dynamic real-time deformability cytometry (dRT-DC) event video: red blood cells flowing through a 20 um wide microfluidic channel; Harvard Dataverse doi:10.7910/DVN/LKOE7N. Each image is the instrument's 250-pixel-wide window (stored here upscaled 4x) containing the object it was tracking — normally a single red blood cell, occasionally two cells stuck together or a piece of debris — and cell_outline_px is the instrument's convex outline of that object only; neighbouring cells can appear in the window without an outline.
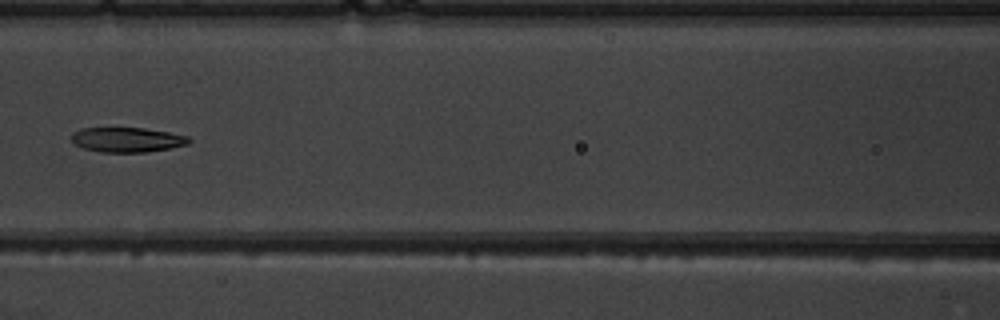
{"species": "common noctule bat (a hibernating species)", "species_latin": "Nyctalus noctula", "temperature_condition": "warm", "stored_images_in_passage": 5, "camera_frame_rate_fps": 3000, "um_per_image_px": 0.085, "animal": {"sex": "male", "body_mass_g": 19.5, "forearm_length_mm": 54.6}, "frame": {"image": 1, "passage_image": 4, "time_ms": 3.667, "image_size_px": [1000, 320], "cell_outline_px": [[192, 140], [188, 144], [168, 148], [144, 152], [100, 152], [84, 148], [76, 144], [72, 140], [72, 132], [80, 128], [144, 128], [168, 132], [188, 136]], "centroid_in_image_um": [10.8, 11.87], "position_along_channel_um": 155.8, "area_um2": 16.82}}
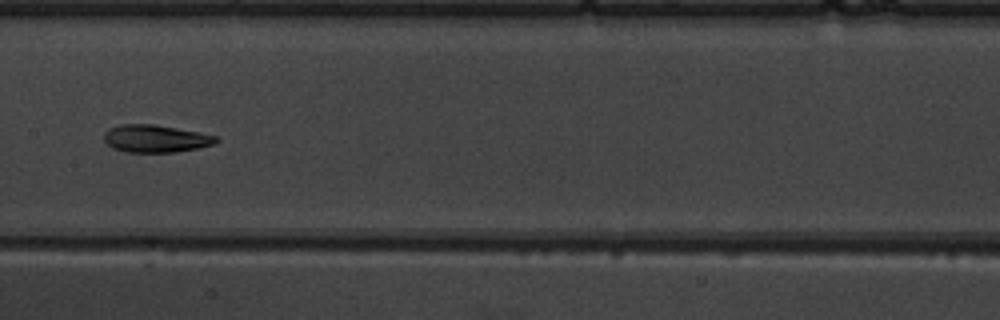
{"frame": {"image": 2, "passage_image": 5, "time_ms": 4.667, "image_size_px": [1000, 320], "cell_outline_px": [[220, 140], [216, 144], [200, 148], [176, 152], [124, 152], [112, 148], [104, 140], [104, 132], [108, 128], [120, 124], [152, 124], [176, 128], [216, 136]], "centroid_in_image_um": [13.21, 11.79], "position_along_channel_um": 194.2, "area_um2": 18.09}}